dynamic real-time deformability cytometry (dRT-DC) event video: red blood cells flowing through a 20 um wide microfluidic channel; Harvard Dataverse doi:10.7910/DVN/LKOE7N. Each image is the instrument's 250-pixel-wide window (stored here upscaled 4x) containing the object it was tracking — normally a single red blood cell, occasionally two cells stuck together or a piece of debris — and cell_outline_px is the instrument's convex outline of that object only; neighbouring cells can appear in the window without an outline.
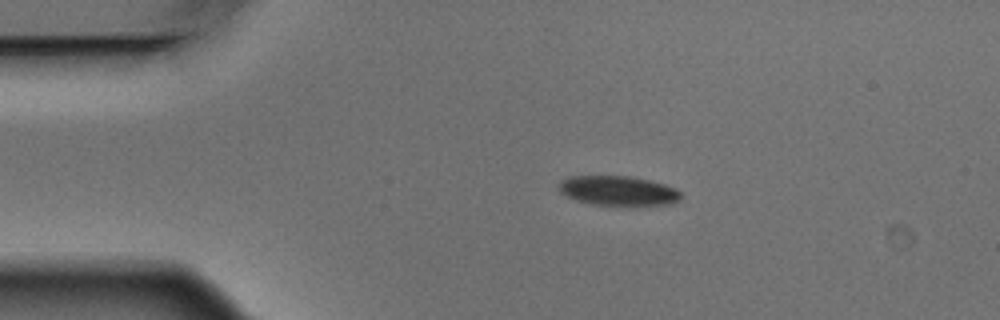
{"species": "Egyptian fruit bat (a non-hibernating species)", "species_latin": "Rousettus aegyptiacus", "temperature_condition": "warm", "stored_images_in_passage": 3, "camera_frame_rate_fps": 3000, "um_per_image_px": 0.085, "animal": {"sex": "male"}, "frame": {"image": 1, "passage_image": 2, "time_ms": 0.333, "image_size_px": [1000, 320], "cell_outline_px": [[680, 200], [672, 204], [592, 204], [576, 200], [560, 192], [560, 180], [568, 176], [632, 176], [664, 184], [676, 188], [680, 192]], "centroid_in_image_um": [52.54, 16.19], "position_along_channel_um": 32.5, "area_um2": 20.69}}